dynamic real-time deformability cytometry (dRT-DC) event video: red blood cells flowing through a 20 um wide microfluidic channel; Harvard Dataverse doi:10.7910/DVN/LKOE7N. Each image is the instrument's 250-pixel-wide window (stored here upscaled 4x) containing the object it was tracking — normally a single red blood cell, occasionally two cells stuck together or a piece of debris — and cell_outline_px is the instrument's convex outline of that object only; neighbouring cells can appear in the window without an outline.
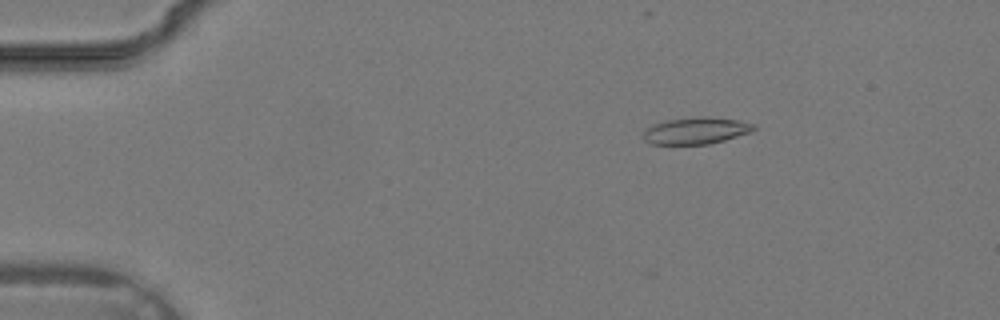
{"species": "common noctule bat (a hibernating species)", "species_latin": "Nyctalus noctula", "temperature_condition": "warm", "stored_images_in_passage": 36, "camera_frame_rate_fps": 3000, "um_per_image_px": 0.085, "animal": {"sex": "male", "body_mass_g": 19.2, "forearm_length_mm": 51.8}, "frame": {"image": 1, "passage_image": 6, "time_ms": 1.667, "image_size_px": [1000, 320], "cell_outline_px": [[756, 128], [752, 132], [724, 140], [708, 144], [652, 144], [644, 140], [644, 128], [652, 124], [668, 120], [696, 116], [708, 116], [736, 120], [756, 124]], "centroid_in_image_um": [59.16, 11.1], "position_along_channel_um": 25.8, "area_um2": 17.34}}
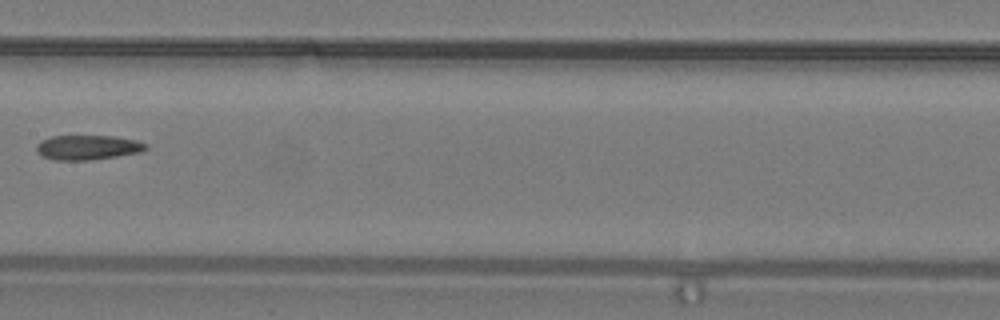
{"frame": {"image": 2, "passage_image": 19, "time_ms": 6.0, "image_size_px": [1000, 320], "cell_outline_px": [[148, 148], [140, 152], [92, 160], [56, 160], [40, 156], [36, 152], [36, 144], [40, 140], [52, 136], [112, 136], [136, 140], [148, 144]], "centroid_in_image_um": [7.41, 12.53], "position_along_channel_um": 200.0, "area_um2": 15.84}}
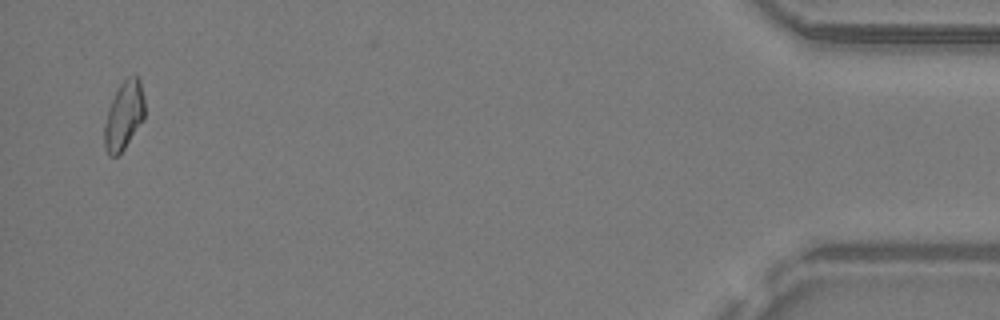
{"frame": {"image": 3, "passage_image": 35, "time_ms": 11.333, "image_size_px": [1000, 320], "cell_outline_px": [[144, 120], [124, 148], [116, 156], [108, 156], [104, 148], [104, 124], [112, 100], [120, 84], [128, 76], [136, 76], [140, 80], [144, 96]], "centroid_in_image_um": [10.54, 9.83], "position_along_channel_um": 424.7, "area_um2": 15.95}}